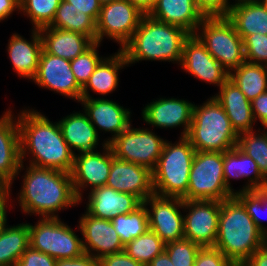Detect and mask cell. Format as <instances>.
Masks as SVG:
<instances>
[{"mask_svg": "<svg viewBox=\"0 0 267 266\" xmlns=\"http://www.w3.org/2000/svg\"><path fill=\"white\" fill-rule=\"evenodd\" d=\"M17 123L21 163L32 155L29 165L71 173L75 154L64 140L58 122H51L40 111L25 109L19 112Z\"/></svg>", "mask_w": 267, "mask_h": 266, "instance_id": "6da1fadb", "label": "cell"}, {"mask_svg": "<svg viewBox=\"0 0 267 266\" xmlns=\"http://www.w3.org/2000/svg\"><path fill=\"white\" fill-rule=\"evenodd\" d=\"M18 203L24 214L59 218L58 211L79 204L71 173L27 165Z\"/></svg>", "mask_w": 267, "mask_h": 266, "instance_id": "7a4b0ae2", "label": "cell"}, {"mask_svg": "<svg viewBox=\"0 0 267 266\" xmlns=\"http://www.w3.org/2000/svg\"><path fill=\"white\" fill-rule=\"evenodd\" d=\"M186 30L144 15L131 39L122 47L128 64L139 61H168L181 64Z\"/></svg>", "mask_w": 267, "mask_h": 266, "instance_id": "3957f363", "label": "cell"}, {"mask_svg": "<svg viewBox=\"0 0 267 266\" xmlns=\"http://www.w3.org/2000/svg\"><path fill=\"white\" fill-rule=\"evenodd\" d=\"M266 242L267 237L235 196L221 201L214 248L220 250L235 266H242Z\"/></svg>", "mask_w": 267, "mask_h": 266, "instance_id": "277c9868", "label": "cell"}, {"mask_svg": "<svg viewBox=\"0 0 267 266\" xmlns=\"http://www.w3.org/2000/svg\"><path fill=\"white\" fill-rule=\"evenodd\" d=\"M238 136L214 96L202 105L194 104L192 122L186 137L195 151L224 153L237 146Z\"/></svg>", "mask_w": 267, "mask_h": 266, "instance_id": "5b68a950", "label": "cell"}, {"mask_svg": "<svg viewBox=\"0 0 267 266\" xmlns=\"http://www.w3.org/2000/svg\"><path fill=\"white\" fill-rule=\"evenodd\" d=\"M195 149L187 137L177 143L166 140L155 169L152 171L154 193L184 198L187 195Z\"/></svg>", "mask_w": 267, "mask_h": 266, "instance_id": "8992f818", "label": "cell"}, {"mask_svg": "<svg viewBox=\"0 0 267 266\" xmlns=\"http://www.w3.org/2000/svg\"><path fill=\"white\" fill-rule=\"evenodd\" d=\"M195 35L228 73L246 61L243 39L226 16L205 17Z\"/></svg>", "mask_w": 267, "mask_h": 266, "instance_id": "52a82bcc", "label": "cell"}, {"mask_svg": "<svg viewBox=\"0 0 267 266\" xmlns=\"http://www.w3.org/2000/svg\"><path fill=\"white\" fill-rule=\"evenodd\" d=\"M233 196L224 180L223 152L196 151L183 200L223 201Z\"/></svg>", "mask_w": 267, "mask_h": 266, "instance_id": "ba28073f", "label": "cell"}, {"mask_svg": "<svg viewBox=\"0 0 267 266\" xmlns=\"http://www.w3.org/2000/svg\"><path fill=\"white\" fill-rule=\"evenodd\" d=\"M33 226L28 223L30 247L56 260L73 259L83 253L82 238L61 218H39Z\"/></svg>", "mask_w": 267, "mask_h": 266, "instance_id": "9c48e42d", "label": "cell"}, {"mask_svg": "<svg viewBox=\"0 0 267 266\" xmlns=\"http://www.w3.org/2000/svg\"><path fill=\"white\" fill-rule=\"evenodd\" d=\"M165 142L166 139L156 135L147 127L141 129L130 125L108 145L117 159L135 163L153 171Z\"/></svg>", "mask_w": 267, "mask_h": 266, "instance_id": "30bf717a", "label": "cell"}, {"mask_svg": "<svg viewBox=\"0 0 267 266\" xmlns=\"http://www.w3.org/2000/svg\"><path fill=\"white\" fill-rule=\"evenodd\" d=\"M145 14L127 0H114L103 4L96 21V42L104 37L122 47L131 39Z\"/></svg>", "mask_w": 267, "mask_h": 266, "instance_id": "8fae6325", "label": "cell"}, {"mask_svg": "<svg viewBox=\"0 0 267 266\" xmlns=\"http://www.w3.org/2000/svg\"><path fill=\"white\" fill-rule=\"evenodd\" d=\"M183 210L188 212L184 215V238L201 247H214L221 201L183 200Z\"/></svg>", "mask_w": 267, "mask_h": 266, "instance_id": "7c38bea8", "label": "cell"}, {"mask_svg": "<svg viewBox=\"0 0 267 266\" xmlns=\"http://www.w3.org/2000/svg\"><path fill=\"white\" fill-rule=\"evenodd\" d=\"M143 203L148 212L149 229L155 232L165 244L184 239V215L181 214L182 198L154 193Z\"/></svg>", "mask_w": 267, "mask_h": 266, "instance_id": "4fadbf2b", "label": "cell"}, {"mask_svg": "<svg viewBox=\"0 0 267 266\" xmlns=\"http://www.w3.org/2000/svg\"><path fill=\"white\" fill-rule=\"evenodd\" d=\"M102 148V153L95 150L74 155L71 178L79 203L83 200L82 192L86 187H90L91 191L106 185L112 164V150L105 142L102 143Z\"/></svg>", "mask_w": 267, "mask_h": 266, "instance_id": "5bb4252c", "label": "cell"}, {"mask_svg": "<svg viewBox=\"0 0 267 266\" xmlns=\"http://www.w3.org/2000/svg\"><path fill=\"white\" fill-rule=\"evenodd\" d=\"M32 81L40 88L49 89L80 102L82 88L74 77L70 61L51 55L44 49L40 54L37 74Z\"/></svg>", "mask_w": 267, "mask_h": 266, "instance_id": "9a60e30c", "label": "cell"}, {"mask_svg": "<svg viewBox=\"0 0 267 266\" xmlns=\"http://www.w3.org/2000/svg\"><path fill=\"white\" fill-rule=\"evenodd\" d=\"M78 223L77 229L83 236L84 253L100 260L105 256L124 250L125 246L115 231L111 220L96 218L85 211Z\"/></svg>", "mask_w": 267, "mask_h": 266, "instance_id": "2e32d148", "label": "cell"}, {"mask_svg": "<svg viewBox=\"0 0 267 266\" xmlns=\"http://www.w3.org/2000/svg\"><path fill=\"white\" fill-rule=\"evenodd\" d=\"M180 66L191 76L219 88L229 79L228 71L212 57L195 34L185 40Z\"/></svg>", "mask_w": 267, "mask_h": 266, "instance_id": "e0dca14e", "label": "cell"}, {"mask_svg": "<svg viewBox=\"0 0 267 266\" xmlns=\"http://www.w3.org/2000/svg\"><path fill=\"white\" fill-rule=\"evenodd\" d=\"M194 102L177 98H157L148 103L142 110V118L147 125L161 129L181 127L180 137L188 135Z\"/></svg>", "mask_w": 267, "mask_h": 266, "instance_id": "ac0fdd59", "label": "cell"}, {"mask_svg": "<svg viewBox=\"0 0 267 266\" xmlns=\"http://www.w3.org/2000/svg\"><path fill=\"white\" fill-rule=\"evenodd\" d=\"M7 109L0 118V181L10 192L24 164L20 158V135L16 117Z\"/></svg>", "mask_w": 267, "mask_h": 266, "instance_id": "d6986e66", "label": "cell"}, {"mask_svg": "<svg viewBox=\"0 0 267 266\" xmlns=\"http://www.w3.org/2000/svg\"><path fill=\"white\" fill-rule=\"evenodd\" d=\"M80 103L97 133H100L101 130L113 134L112 137L105 138L104 142L106 144L132 124L131 111L115 101L104 97H91L81 98Z\"/></svg>", "mask_w": 267, "mask_h": 266, "instance_id": "ffe728a7", "label": "cell"}, {"mask_svg": "<svg viewBox=\"0 0 267 266\" xmlns=\"http://www.w3.org/2000/svg\"><path fill=\"white\" fill-rule=\"evenodd\" d=\"M105 186L122 193L133 194L142 202L154 194L152 171L144 166L117 159L113 152Z\"/></svg>", "mask_w": 267, "mask_h": 266, "instance_id": "44dd1931", "label": "cell"}, {"mask_svg": "<svg viewBox=\"0 0 267 266\" xmlns=\"http://www.w3.org/2000/svg\"><path fill=\"white\" fill-rule=\"evenodd\" d=\"M86 212L96 218L112 220L119 214H128L143 202L135 195L102 186L89 192Z\"/></svg>", "mask_w": 267, "mask_h": 266, "instance_id": "7402d4cb", "label": "cell"}, {"mask_svg": "<svg viewBox=\"0 0 267 266\" xmlns=\"http://www.w3.org/2000/svg\"><path fill=\"white\" fill-rule=\"evenodd\" d=\"M31 41L18 33L12 34L8 40L7 53L13 70L18 76L33 80L38 71L40 54L43 49L42 37L39 29H31Z\"/></svg>", "mask_w": 267, "mask_h": 266, "instance_id": "603a6c76", "label": "cell"}, {"mask_svg": "<svg viewBox=\"0 0 267 266\" xmlns=\"http://www.w3.org/2000/svg\"><path fill=\"white\" fill-rule=\"evenodd\" d=\"M223 173L226 187L233 193L267 189V179L261 174L257 163L237 146L223 153ZM247 179L240 190L232 189L231 179Z\"/></svg>", "mask_w": 267, "mask_h": 266, "instance_id": "cb8c5ba5", "label": "cell"}, {"mask_svg": "<svg viewBox=\"0 0 267 266\" xmlns=\"http://www.w3.org/2000/svg\"><path fill=\"white\" fill-rule=\"evenodd\" d=\"M214 97L225 110L238 135L255 131L253 125L256 121L253 116L251 101L246 98L235 83L228 79Z\"/></svg>", "mask_w": 267, "mask_h": 266, "instance_id": "d4e9b609", "label": "cell"}, {"mask_svg": "<svg viewBox=\"0 0 267 266\" xmlns=\"http://www.w3.org/2000/svg\"><path fill=\"white\" fill-rule=\"evenodd\" d=\"M149 15L161 22L178 26L195 34L205 18L194 0H157Z\"/></svg>", "mask_w": 267, "mask_h": 266, "instance_id": "484cf974", "label": "cell"}, {"mask_svg": "<svg viewBox=\"0 0 267 266\" xmlns=\"http://www.w3.org/2000/svg\"><path fill=\"white\" fill-rule=\"evenodd\" d=\"M244 40L248 35H267V8L260 0H235L226 16Z\"/></svg>", "mask_w": 267, "mask_h": 266, "instance_id": "4316f807", "label": "cell"}, {"mask_svg": "<svg viewBox=\"0 0 267 266\" xmlns=\"http://www.w3.org/2000/svg\"><path fill=\"white\" fill-rule=\"evenodd\" d=\"M83 112V113H82ZM74 112L58 121L63 138L74 154L97 150L99 134L87 114Z\"/></svg>", "mask_w": 267, "mask_h": 266, "instance_id": "83f0119b", "label": "cell"}, {"mask_svg": "<svg viewBox=\"0 0 267 266\" xmlns=\"http://www.w3.org/2000/svg\"><path fill=\"white\" fill-rule=\"evenodd\" d=\"M43 49L54 56L72 61L94 42L82 33L55 29L49 26L39 29Z\"/></svg>", "mask_w": 267, "mask_h": 266, "instance_id": "f1b7e54d", "label": "cell"}, {"mask_svg": "<svg viewBox=\"0 0 267 266\" xmlns=\"http://www.w3.org/2000/svg\"><path fill=\"white\" fill-rule=\"evenodd\" d=\"M128 65L125 55L120 49L112 56L105 57L82 88L81 98H91L89 90L103 96L113 93L118 88L119 70Z\"/></svg>", "mask_w": 267, "mask_h": 266, "instance_id": "f546056e", "label": "cell"}, {"mask_svg": "<svg viewBox=\"0 0 267 266\" xmlns=\"http://www.w3.org/2000/svg\"><path fill=\"white\" fill-rule=\"evenodd\" d=\"M229 79L252 101L267 91V66L245 61L229 73Z\"/></svg>", "mask_w": 267, "mask_h": 266, "instance_id": "4dcf8cb0", "label": "cell"}, {"mask_svg": "<svg viewBox=\"0 0 267 266\" xmlns=\"http://www.w3.org/2000/svg\"><path fill=\"white\" fill-rule=\"evenodd\" d=\"M29 246L28 223L8 225L0 234V266H15Z\"/></svg>", "mask_w": 267, "mask_h": 266, "instance_id": "1f68e13d", "label": "cell"}, {"mask_svg": "<svg viewBox=\"0 0 267 266\" xmlns=\"http://www.w3.org/2000/svg\"><path fill=\"white\" fill-rule=\"evenodd\" d=\"M49 27L82 33L96 42V21L83 12H75L72 4L61 0Z\"/></svg>", "mask_w": 267, "mask_h": 266, "instance_id": "d6a6232c", "label": "cell"}, {"mask_svg": "<svg viewBox=\"0 0 267 266\" xmlns=\"http://www.w3.org/2000/svg\"><path fill=\"white\" fill-rule=\"evenodd\" d=\"M111 222L124 246L149 229L148 212L144 203L128 214H119Z\"/></svg>", "mask_w": 267, "mask_h": 266, "instance_id": "836d02e7", "label": "cell"}, {"mask_svg": "<svg viewBox=\"0 0 267 266\" xmlns=\"http://www.w3.org/2000/svg\"><path fill=\"white\" fill-rule=\"evenodd\" d=\"M165 245L155 232L148 229L125 245L124 251L135 261L147 266L157 255L165 251Z\"/></svg>", "mask_w": 267, "mask_h": 266, "instance_id": "e575fe53", "label": "cell"}, {"mask_svg": "<svg viewBox=\"0 0 267 266\" xmlns=\"http://www.w3.org/2000/svg\"><path fill=\"white\" fill-rule=\"evenodd\" d=\"M262 131L260 127L256 132L240 134L237 147L257 163L261 174L267 179V129L263 128Z\"/></svg>", "mask_w": 267, "mask_h": 266, "instance_id": "d590c367", "label": "cell"}, {"mask_svg": "<svg viewBox=\"0 0 267 266\" xmlns=\"http://www.w3.org/2000/svg\"><path fill=\"white\" fill-rule=\"evenodd\" d=\"M61 0H19V12L27 15L33 29L49 26L55 16Z\"/></svg>", "mask_w": 267, "mask_h": 266, "instance_id": "8d00e7d4", "label": "cell"}, {"mask_svg": "<svg viewBox=\"0 0 267 266\" xmlns=\"http://www.w3.org/2000/svg\"><path fill=\"white\" fill-rule=\"evenodd\" d=\"M99 42H94L87 50L70 61L71 70L81 88L88 82L99 63L105 58L98 54Z\"/></svg>", "mask_w": 267, "mask_h": 266, "instance_id": "74e56055", "label": "cell"}, {"mask_svg": "<svg viewBox=\"0 0 267 266\" xmlns=\"http://www.w3.org/2000/svg\"><path fill=\"white\" fill-rule=\"evenodd\" d=\"M234 196L243 204L257 228L267 237V227L261 222L262 209H267V189L237 192Z\"/></svg>", "mask_w": 267, "mask_h": 266, "instance_id": "f35d334b", "label": "cell"}, {"mask_svg": "<svg viewBox=\"0 0 267 266\" xmlns=\"http://www.w3.org/2000/svg\"><path fill=\"white\" fill-rule=\"evenodd\" d=\"M201 246L188 239L166 243L165 252L168 254L173 266H194Z\"/></svg>", "mask_w": 267, "mask_h": 266, "instance_id": "ab89813d", "label": "cell"}, {"mask_svg": "<svg viewBox=\"0 0 267 266\" xmlns=\"http://www.w3.org/2000/svg\"><path fill=\"white\" fill-rule=\"evenodd\" d=\"M243 43L247 62L267 66V35H248Z\"/></svg>", "mask_w": 267, "mask_h": 266, "instance_id": "60d3db41", "label": "cell"}, {"mask_svg": "<svg viewBox=\"0 0 267 266\" xmlns=\"http://www.w3.org/2000/svg\"><path fill=\"white\" fill-rule=\"evenodd\" d=\"M194 266H235L220 250L214 247H201Z\"/></svg>", "mask_w": 267, "mask_h": 266, "instance_id": "b9f144b4", "label": "cell"}, {"mask_svg": "<svg viewBox=\"0 0 267 266\" xmlns=\"http://www.w3.org/2000/svg\"><path fill=\"white\" fill-rule=\"evenodd\" d=\"M56 259L30 246L22 254L15 266H55Z\"/></svg>", "mask_w": 267, "mask_h": 266, "instance_id": "7bdbcfd3", "label": "cell"}, {"mask_svg": "<svg viewBox=\"0 0 267 266\" xmlns=\"http://www.w3.org/2000/svg\"><path fill=\"white\" fill-rule=\"evenodd\" d=\"M205 17L227 16L230 0H194Z\"/></svg>", "mask_w": 267, "mask_h": 266, "instance_id": "ee69618b", "label": "cell"}, {"mask_svg": "<svg viewBox=\"0 0 267 266\" xmlns=\"http://www.w3.org/2000/svg\"><path fill=\"white\" fill-rule=\"evenodd\" d=\"M72 4V8L75 12H83L84 14L90 15L95 21H97L100 10L101 2L99 0H64Z\"/></svg>", "mask_w": 267, "mask_h": 266, "instance_id": "f6af8a7d", "label": "cell"}, {"mask_svg": "<svg viewBox=\"0 0 267 266\" xmlns=\"http://www.w3.org/2000/svg\"><path fill=\"white\" fill-rule=\"evenodd\" d=\"M99 266H143L135 261L124 250L105 256L99 260Z\"/></svg>", "mask_w": 267, "mask_h": 266, "instance_id": "bcb514c9", "label": "cell"}, {"mask_svg": "<svg viewBox=\"0 0 267 266\" xmlns=\"http://www.w3.org/2000/svg\"><path fill=\"white\" fill-rule=\"evenodd\" d=\"M251 108L255 121L259 120L261 127L267 129V91L251 101Z\"/></svg>", "mask_w": 267, "mask_h": 266, "instance_id": "7dc6e473", "label": "cell"}, {"mask_svg": "<svg viewBox=\"0 0 267 266\" xmlns=\"http://www.w3.org/2000/svg\"><path fill=\"white\" fill-rule=\"evenodd\" d=\"M55 266H99V260L90 254L83 253L77 258L56 260Z\"/></svg>", "mask_w": 267, "mask_h": 266, "instance_id": "c3c4849f", "label": "cell"}, {"mask_svg": "<svg viewBox=\"0 0 267 266\" xmlns=\"http://www.w3.org/2000/svg\"><path fill=\"white\" fill-rule=\"evenodd\" d=\"M242 266H267V242L255 251Z\"/></svg>", "mask_w": 267, "mask_h": 266, "instance_id": "681fc988", "label": "cell"}, {"mask_svg": "<svg viewBox=\"0 0 267 266\" xmlns=\"http://www.w3.org/2000/svg\"><path fill=\"white\" fill-rule=\"evenodd\" d=\"M14 11H19V0H0V22L8 19Z\"/></svg>", "mask_w": 267, "mask_h": 266, "instance_id": "f907efd6", "label": "cell"}, {"mask_svg": "<svg viewBox=\"0 0 267 266\" xmlns=\"http://www.w3.org/2000/svg\"><path fill=\"white\" fill-rule=\"evenodd\" d=\"M10 191L7 190L1 197H0V234L5 230L7 225V207L8 203L12 201H9L10 199Z\"/></svg>", "mask_w": 267, "mask_h": 266, "instance_id": "816d5d0a", "label": "cell"}, {"mask_svg": "<svg viewBox=\"0 0 267 266\" xmlns=\"http://www.w3.org/2000/svg\"><path fill=\"white\" fill-rule=\"evenodd\" d=\"M145 15L153 10L157 0H127Z\"/></svg>", "mask_w": 267, "mask_h": 266, "instance_id": "f5cc1de1", "label": "cell"}, {"mask_svg": "<svg viewBox=\"0 0 267 266\" xmlns=\"http://www.w3.org/2000/svg\"><path fill=\"white\" fill-rule=\"evenodd\" d=\"M147 266H173V263L164 251L160 255H157Z\"/></svg>", "mask_w": 267, "mask_h": 266, "instance_id": "db71d44e", "label": "cell"}, {"mask_svg": "<svg viewBox=\"0 0 267 266\" xmlns=\"http://www.w3.org/2000/svg\"><path fill=\"white\" fill-rule=\"evenodd\" d=\"M8 190V187L0 181V197Z\"/></svg>", "mask_w": 267, "mask_h": 266, "instance_id": "11a10c76", "label": "cell"}, {"mask_svg": "<svg viewBox=\"0 0 267 266\" xmlns=\"http://www.w3.org/2000/svg\"><path fill=\"white\" fill-rule=\"evenodd\" d=\"M100 2H101V4L103 5V4H106V3H110V2H112V1H114V0H99Z\"/></svg>", "mask_w": 267, "mask_h": 266, "instance_id": "9f6ffc18", "label": "cell"}, {"mask_svg": "<svg viewBox=\"0 0 267 266\" xmlns=\"http://www.w3.org/2000/svg\"><path fill=\"white\" fill-rule=\"evenodd\" d=\"M263 4H264V6L267 8V0H260Z\"/></svg>", "mask_w": 267, "mask_h": 266, "instance_id": "6f0895ef", "label": "cell"}]
</instances>
